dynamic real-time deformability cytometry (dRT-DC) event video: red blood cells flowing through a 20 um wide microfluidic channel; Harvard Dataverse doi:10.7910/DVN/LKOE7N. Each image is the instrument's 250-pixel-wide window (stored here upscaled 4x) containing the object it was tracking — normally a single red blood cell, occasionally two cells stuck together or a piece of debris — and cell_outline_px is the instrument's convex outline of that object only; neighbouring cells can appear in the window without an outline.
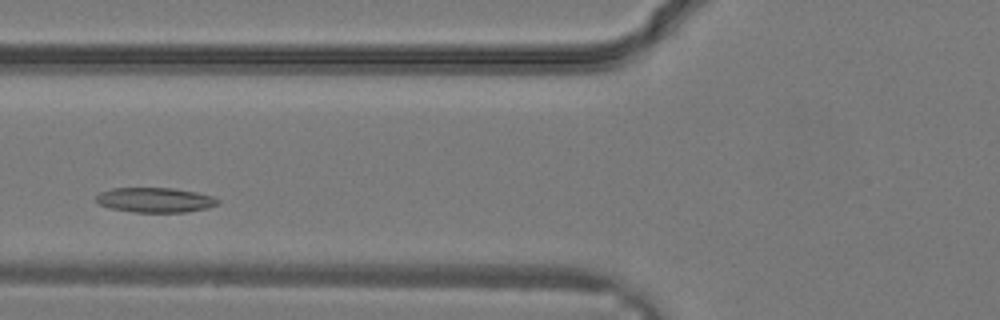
{"species": "common noctule bat (a hibernating species)", "species_latin": "Nyctalus noctula", "temperature_condition": "warm", "stored_images_in_passage": 26, "camera_frame_rate_fps": 3000, "um_per_image_px": 0.085, "animal": {"sex": "male", "body_mass_g": 19.2, "forearm_length_mm": 51.8}, "frame": {"image": 1, "passage_image": 6, "time_ms": 1.667, "image_size_px": [1000, 320], "cell_outline_px": [[220, 200], [216, 204], [208, 208], [188, 212], [132, 212], [108, 208], [100, 204], [96, 200], [96, 196], [100, 192], [112, 188], [172, 188], [196, 192], [212, 196]], "centroid_in_image_um": [13.17, 17.0], "position_along_channel_um": 112.6, "area_um2": 17.63}}
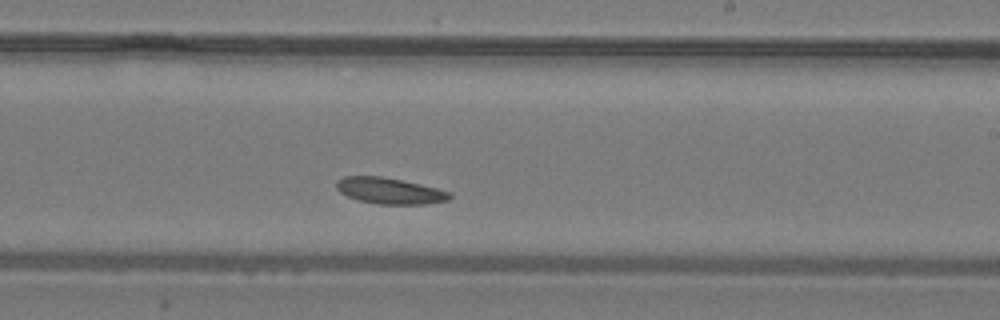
{"frame": {"image": 2, "passage_image": 13, "time_ms": 4.0, "image_size_px": [1000, 320], "cell_outline_px": [[452, 196], [448, 200], [424, 204], [380, 204], [360, 200], [348, 196], [340, 192], [336, 188], [336, 180], [344, 176], [380, 176], [420, 184], [452, 192]], "centroid_in_image_um": [33.12, 16.21], "position_along_channel_um": 255.9, "area_um2": 17.11}}
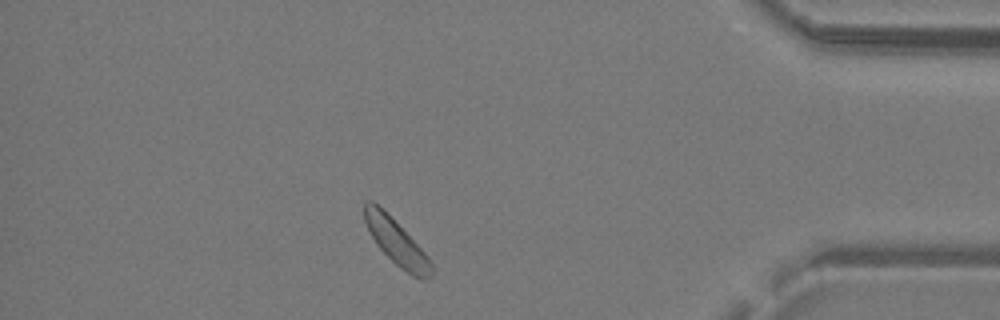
{"frame": {"image": 3, "passage_image": 22, "time_ms": 7.0, "image_size_px": [1000, 320], "cell_outline_px": [[432, 276], [428, 280], [420, 280], [412, 276], [400, 268], [376, 244], [364, 220], [364, 200], [372, 200], [432, 260]], "centroid_in_image_um": [33.72, 20.66], "position_along_channel_um": 401.5, "area_um2": 17.11}}